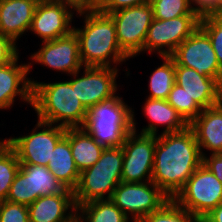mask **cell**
<instances>
[{
  "mask_svg": "<svg viewBox=\"0 0 222 222\" xmlns=\"http://www.w3.org/2000/svg\"><path fill=\"white\" fill-rule=\"evenodd\" d=\"M202 163L203 157L190 127L177 133H161L156 140L151 181L173 199Z\"/></svg>",
  "mask_w": 222,
  "mask_h": 222,
  "instance_id": "obj_1",
  "label": "cell"
},
{
  "mask_svg": "<svg viewBox=\"0 0 222 222\" xmlns=\"http://www.w3.org/2000/svg\"><path fill=\"white\" fill-rule=\"evenodd\" d=\"M84 15V28L73 31L79 40L80 58L84 67H110L128 60L117 40L112 17L100 10L78 13ZM112 61H111V60Z\"/></svg>",
  "mask_w": 222,
  "mask_h": 222,
  "instance_id": "obj_2",
  "label": "cell"
},
{
  "mask_svg": "<svg viewBox=\"0 0 222 222\" xmlns=\"http://www.w3.org/2000/svg\"><path fill=\"white\" fill-rule=\"evenodd\" d=\"M30 82L33 87L32 107L38 120L64 128L83 127L88 110L77 98L75 87H72L69 81Z\"/></svg>",
  "mask_w": 222,
  "mask_h": 222,
  "instance_id": "obj_3",
  "label": "cell"
},
{
  "mask_svg": "<svg viewBox=\"0 0 222 222\" xmlns=\"http://www.w3.org/2000/svg\"><path fill=\"white\" fill-rule=\"evenodd\" d=\"M133 111L119 95L94 105L83 125L104 148L121 147L133 130Z\"/></svg>",
  "mask_w": 222,
  "mask_h": 222,
  "instance_id": "obj_4",
  "label": "cell"
},
{
  "mask_svg": "<svg viewBox=\"0 0 222 222\" xmlns=\"http://www.w3.org/2000/svg\"><path fill=\"white\" fill-rule=\"evenodd\" d=\"M122 165V146L105 148L93 166L80 172L78 185L73 191L76 208L92 201L110 199L122 182Z\"/></svg>",
  "mask_w": 222,
  "mask_h": 222,
  "instance_id": "obj_5",
  "label": "cell"
},
{
  "mask_svg": "<svg viewBox=\"0 0 222 222\" xmlns=\"http://www.w3.org/2000/svg\"><path fill=\"white\" fill-rule=\"evenodd\" d=\"M173 200L201 221L222 202V183L201 164Z\"/></svg>",
  "mask_w": 222,
  "mask_h": 222,
  "instance_id": "obj_6",
  "label": "cell"
},
{
  "mask_svg": "<svg viewBox=\"0 0 222 222\" xmlns=\"http://www.w3.org/2000/svg\"><path fill=\"white\" fill-rule=\"evenodd\" d=\"M133 112V130L127 135L123 148L122 182L142 183L152 180L157 135L136 133Z\"/></svg>",
  "mask_w": 222,
  "mask_h": 222,
  "instance_id": "obj_7",
  "label": "cell"
},
{
  "mask_svg": "<svg viewBox=\"0 0 222 222\" xmlns=\"http://www.w3.org/2000/svg\"><path fill=\"white\" fill-rule=\"evenodd\" d=\"M66 190L46 166L20 165L6 200L29 206L41 196L62 194Z\"/></svg>",
  "mask_w": 222,
  "mask_h": 222,
  "instance_id": "obj_8",
  "label": "cell"
},
{
  "mask_svg": "<svg viewBox=\"0 0 222 222\" xmlns=\"http://www.w3.org/2000/svg\"><path fill=\"white\" fill-rule=\"evenodd\" d=\"M38 128L43 130L38 131ZM32 131L30 135L5 140L17 153L20 165L47 167L57 142L66 133V128L38 120Z\"/></svg>",
  "mask_w": 222,
  "mask_h": 222,
  "instance_id": "obj_9",
  "label": "cell"
},
{
  "mask_svg": "<svg viewBox=\"0 0 222 222\" xmlns=\"http://www.w3.org/2000/svg\"><path fill=\"white\" fill-rule=\"evenodd\" d=\"M170 198L152 181L121 182L110 200L134 222L158 211ZM129 212V213H128Z\"/></svg>",
  "mask_w": 222,
  "mask_h": 222,
  "instance_id": "obj_10",
  "label": "cell"
},
{
  "mask_svg": "<svg viewBox=\"0 0 222 222\" xmlns=\"http://www.w3.org/2000/svg\"><path fill=\"white\" fill-rule=\"evenodd\" d=\"M109 15L115 24L121 50L129 58L142 53L148 28L154 19L151 4L132 6Z\"/></svg>",
  "mask_w": 222,
  "mask_h": 222,
  "instance_id": "obj_11",
  "label": "cell"
},
{
  "mask_svg": "<svg viewBox=\"0 0 222 222\" xmlns=\"http://www.w3.org/2000/svg\"><path fill=\"white\" fill-rule=\"evenodd\" d=\"M198 15H185L167 20L153 19L148 28L143 51L171 56L175 49L200 25ZM165 47V49H164Z\"/></svg>",
  "mask_w": 222,
  "mask_h": 222,
  "instance_id": "obj_12",
  "label": "cell"
},
{
  "mask_svg": "<svg viewBox=\"0 0 222 222\" xmlns=\"http://www.w3.org/2000/svg\"><path fill=\"white\" fill-rule=\"evenodd\" d=\"M179 66L190 67L199 75L217 79L222 84V69L209 36L198 27L170 56Z\"/></svg>",
  "mask_w": 222,
  "mask_h": 222,
  "instance_id": "obj_13",
  "label": "cell"
},
{
  "mask_svg": "<svg viewBox=\"0 0 222 222\" xmlns=\"http://www.w3.org/2000/svg\"><path fill=\"white\" fill-rule=\"evenodd\" d=\"M83 76L78 77L80 71L73 73V80H69L75 87L77 98L83 106L90 110L94 105L116 96L117 67H84ZM78 77V78H77Z\"/></svg>",
  "mask_w": 222,
  "mask_h": 222,
  "instance_id": "obj_14",
  "label": "cell"
},
{
  "mask_svg": "<svg viewBox=\"0 0 222 222\" xmlns=\"http://www.w3.org/2000/svg\"><path fill=\"white\" fill-rule=\"evenodd\" d=\"M42 44L40 50L31 55L34 62L68 75L80 71L83 67L79 40L74 31L55 40L44 41Z\"/></svg>",
  "mask_w": 222,
  "mask_h": 222,
  "instance_id": "obj_15",
  "label": "cell"
},
{
  "mask_svg": "<svg viewBox=\"0 0 222 222\" xmlns=\"http://www.w3.org/2000/svg\"><path fill=\"white\" fill-rule=\"evenodd\" d=\"M68 9L59 1L37 4L29 30L41 37L42 42L70 34L74 12Z\"/></svg>",
  "mask_w": 222,
  "mask_h": 222,
  "instance_id": "obj_16",
  "label": "cell"
},
{
  "mask_svg": "<svg viewBox=\"0 0 222 222\" xmlns=\"http://www.w3.org/2000/svg\"><path fill=\"white\" fill-rule=\"evenodd\" d=\"M175 77V83L181 86L202 109L222 102V84L217 79L199 75L196 70L176 63Z\"/></svg>",
  "mask_w": 222,
  "mask_h": 222,
  "instance_id": "obj_17",
  "label": "cell"
},
{
  "mask_svg": "<svg viewBox=\"0 0 222 222\" xmlns=\"http://www.w3.org/2000/svg\"><path fill=\"white\" fill-rule=\"evenodd\" d=\"M18 58L0 67V109L11 107L16 96L32 106L33 87L27 78L32 64L18 65Z\"/></svg>",
  "mask_w": 222,
  "mask_h": 222,
  "instance_id": "obj_18",
  "label": "cell"
},
{
  "mask_svg": "<svg viewBox=\"0 0 222 222\" xmlns=\"http://www.w3.org/2000/svg\"><path fill=\"white\" fill-rule=\"evenodd\" d=\"M76 209L73 191L67 189L62 194L39 197L28 206V215L30 222H76Z\"/></svg>",
  "mask_w": 222,
  "mask_h": 222,
  "instance_id": "obj_19",
  "label": "cell"
},
{
  "mask_svg": "<svg viewBox=\"0 0 222 222\" xmlns=\"http://www.w3.org/2000/svg\"><path fill=\"white\" fill-rule=\"evenodd\" d=\"M189 127L195 133L202 157L204 148L211 154L222 153V102L203 109Z\"/></svg>",
  "mask_w": 222,
  "mask_h": 222,
  "instance_id": "obj_20",
  "label": "cell"
},
{
  "mask_svg": "<svg viewBox=\"0 0 222 222\" xmlns=\"http://www.w3.org/2000/svg\"><path fill=\"white\" fill-rule=\"evenodd\" d=\"M36 6L31 0H0V33L16 43L30 29Z\"/></svg>",
  "mask_w": 222,
  "mask_h": 222,
  "instance_id": "obj_21",
  "label": "cell"
},
{
  "mask_svg": "<svg viewBox=\"0 0 222 222\" xmlns=\"http://www.w3.org/2000/svg\"><path fill=\"white\" fill-rule=\"evenodd\" d=\"M143 108L144 114L151 121L142 129L143 134L157 135L158 125H166L163 134L181 132L189 127V123L167 100L148 98Z\"/></svg>",
  "mask_w": 222,
  "mask_h": 222,
  "instance_id": "obj_22",
  "label": "cell"
},
{
  "mask_svg": "<svg viewBox=\"0 0 222 222\" xmlns=\"http://www.w3.org/2000/svg\"><path fill=\"white\" fill-rule=\"evenodd\" d=\"M47 168L67 189L71 191L76 189L80 171L72 156L69 143V128H66L65 135L57 142Z\"/></svg>",
  "mask_w": 222,
  "mask_h": 222,
  "instance_id": "obj_23",
  "label": "cell"
},
{
  "mask_svg": "<svg viewBox=\"0 0 222 222\" xmlns=\"http://www.w3.org/2000/svg\"><path fill=\"white\" fill-rule=\"evenodd\" d=\"M69 143L80 172L93 166L105 149L83 128H69Z\"/></svg>",
  "mask_w": 222,
  "mask_h": 222,
  "instance_id": "obj_24",
  "label": "cell"
},
{
  "mask_svg": "<svg viewBox=\"0 0 222 222\" xmlns=\"http://www.w3.org/2000/svg\"><path fill=\"white\" fill-rule=\"evenodd\" d=\"M76 214L77 222H129L130 219L110 199L80 205Z\"/></svg>",
  "mask_w": 222,
  "mask_h": 222,
  "instance_id": "obj_25",
  "label": "cell"
},
{
  "mask_svg": "<svg viewBox=\"0 0 222 222\" xmlns=\"http://www.w3.org/2000/svg\"><path fill=\"white\" fill-rule=\"evenodd\" d=\"M161 58L163 64L149 78L150 99L166 100L176 81L174 60L170 56Z\"/></svg>",
  "mask_w": 222,
  "mask_h": 222,
  "instance_id": "obj_26",
  "label": "cell"
},
{
  "mask_svg": "<svg viewBox=\"0 0 222 222\" xmlns=\"http://www.w3.org/2000/svg\"><path fill=\"white\" fill-rule=\"evenodd\" d=\"M20 168L15 150L6 142L0 141V201L7 199L12 182Z\"/></svg>",
  "mask_w": 222,
  "mask_h": 222,
  "instance_id": "obj_27",
  "label": "cell"
},
{
  "mask_svg": "<svg viewBox=\"0 0 222 222\" xmlns=\"http://www.w3.org/2000/svg\"><path fill=\"white\" fill-rule=\"evenodd\" d=\"M137 222H201L193 214L169 199L158 211L140 218Z\"/></svg>",
  "mask_w": 222,
  "mask_h": 222,
  "instance_id": "obj_28",
  "label": "cell"
},
{
  "mask_svg": "<svg viewBox=\"0 0 222 222\" xmlns=\"http://www.w3.org/2000/svg\"><path fill=\"white\" fill-rule=\"evenodd\" d=\"M167 102L171 104L181 116L190 124L201 112L202 108L190 98L185 90L178 84H174Z\"/></svg>",
  "mask_w": 222,
  "mask_h": 222,
  "instance_id": "obj_29",
  "label": "cell"
},
{
  "mask_svg": "<svg viewBox=\"0 0 222 222\" xmlns=\"http://www.w3.org/2000/svg\"><path fill=\"white\" fill-rule=\"evenodd\" d=\"M154 19L167 20L185 15H197L189 0H151Z\"/></svg>",
  "mask_w": 222,
  "mask_h": 222,
  "instance_id": "obj_30",
  "label": "cell"
},
{
  "mask_svg": "<svg viewBox=\"0 0 222 222\" xmlns=\"http://www.w3.org/2000/svg\"><path fill=\"white\" fill-rule=\"evenodd\" d=\"M199 27L209 36L220 68L222 69V16H204Z\"/></svg>",
  "mask_w": 222,
  "mask_h": 222,
  "instance_id": "obj_31",
  "label": "cell"
},
{
  "mask_svg": "<svg viewBox=\"0 0 222 222\" xmlns=\"http://www.w3.org/2000/svg\"><path fill=\"white\" fill-rule=\"evenodd\" d=\"M0 222H30L28 206L7 200L0 201Z\"/></svg>",
  "mask_w": 222,
  "mask_h": 222,
  "instance_id": "obj_32",
  "label": "cell"
},
{
  "mask_svg": "<svg viewBox=\"0 0 222 222\" xmlns=\"http://www.w3.org/2000/svg\"><path fill=\"white\" fill-rule=\"evenodd\" d=\"M16 43L0 33V67L13 62L19 57Z\"/></svg>",
  "mask_w": 222,
  "mask_h": 222,
  "instance_id": "obj_33",
  "label": "cell"
},
{
  "mask_svg": "<svg viewBox=\"0 0 222 222\" xmlns=\"http://www.w3.org/2000/svg\"><path fill=\"white\" fill-rule=\"evenodd\" d=\"M150 2L151 0H102L100 11L109 14L132 6L149 4Z\"/></svg>",
  "mask_w": 222,
  "mask_h": 222,
  "instance_id": "obj_34",
  "label": "cell"
},
{
  "mask_svg": "<svg viewBox=\"0 0 222 222\" xmlns=\"http://www.w3.org/2000/svg\"><path fill=\"white\" fill-rule=\"evenodd\" d=\"M69 8L74 9L76 14L100 10L102 0H56Z\"/></svg>",
  "mask_w": 222,
  "mask_h": 222,
  "instance_id": "obj_35",
  "label": "cell"
},
{
  "mask_svg": "<svg viewBox=\"0 0 222 222\" xmlns=\"http://www.w3.org/2000/svg\"><path fill=\"white\" fill-rule=\"evenodd\" d=\"M190 3L193 4L192 11L200 18L209 15L217 16L218 0H192Z\"/></svg>",
  "mask_w": 222,
  "mask_h": 222,
  "instance_id": "obj_36",
  "label": "cell"
},
{
  "mask_svg": "<svg viewBox=\"0 0 222 222\" xmlns=\"http://www.w3.org/2000/svg\"><path fill=\"white\" fill-rule=\"evenodd\" d=\"M202 164L222 183V153H214L210 157L204 155Z\"/></svg>",
  "mask_w": 222,
  "mask_h": 222,
  "instance_id": "obj_37",
  "label": "cell"
},
{
  "mask_svg": "<svg viewBox=\"0 0 222 222\" xmlns=\"http://www.w3.org/2000/svg\"><path fill=\"white\" fill-rule=\"evenodd\" d=\"M201 222H222V202L207 214Z\"/></svg>",
  "mask_w": 222,
  "mask_h": 222,
  "instance_id": "obj_38",
  "label": "cell"
},
{
  "mask_svg": "<svg viewBox=\"0 0 222 222\" xmlns=\"http://www.w3.org/2000/svg\"><path fill=\"white\" fill-rule=\"evenodd\" d=\"M217 16H222V0H218L217 3Z\"/></svg>",
  "mask_w": 222,
  "mask_h": 222,
  "instance_id": "obj_39",
  "label": "cell"
},
{
  "mask_svg": "<svg viewBox=\"0 0 222 222\" xmlns=\"http://www.w3.org/2000/svg\"><path fill=\"white\" fill-rule=\"evenodd\" d=\"M33 2H35L36 4H42V3H46V2H53L56 0H31Z\"/></svg>",
  "mask_w": 222,
  "mask_h": 222,
  "instance_id": "obj_40",
  "label": "cell"
}]
</instances>
